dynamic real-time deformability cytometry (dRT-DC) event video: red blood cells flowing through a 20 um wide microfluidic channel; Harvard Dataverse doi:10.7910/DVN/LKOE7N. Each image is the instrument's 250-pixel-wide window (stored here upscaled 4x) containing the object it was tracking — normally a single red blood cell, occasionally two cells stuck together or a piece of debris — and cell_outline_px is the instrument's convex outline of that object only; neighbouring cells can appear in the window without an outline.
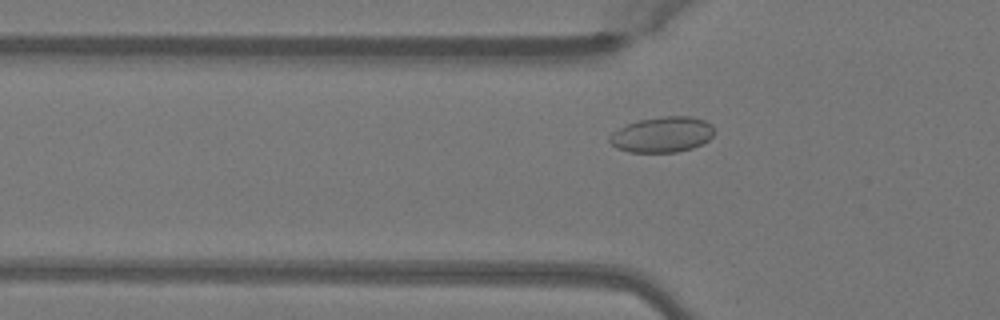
{"species": "Egyptian fruit bat (a non-hibernating species)", "species_latin": "Rousettus aegyptiacus", "temperature_condition": "warm", "stored_images_in_passage": 46, "camera_frame_rate_fps": 3000, "um_per_image_px": 0.085, "animal": {"sex": "female"}, "frame": {"image": 1, "passage_image": 14, "time_ms": 4.333, "image_size_px": [1000, 320], "cell_outline_px": [[716, 132], [708, 140], [692, 148], [676, 152], [628, 152], [616, 148], [608, 140], [608, 136], [612, 132], [636, 120], [664, 116], [692, 116], [704, 120], [712, 124]], "centroid_in_image_um": [56.29, 11.43], "position_along_channel_um": 69.5, "area_um2": 21.85}}
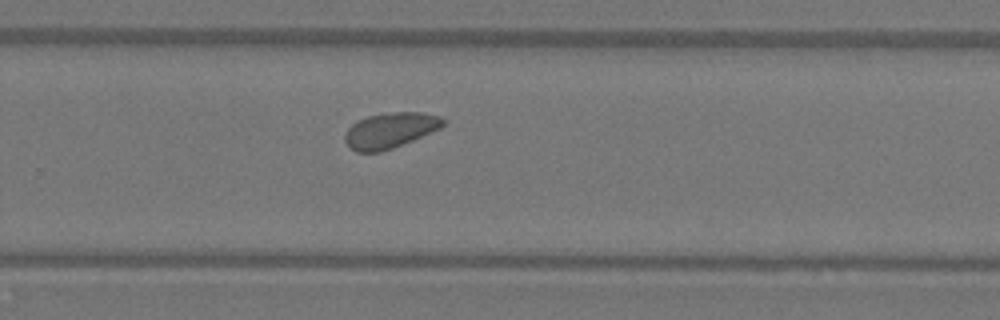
{"frame": {"image": 2, "passage_image": 31, "time_ms": 10.0, "image_size_px": [1000, 320], "cell_outline_px": [[444, 124], [440, 128], [412, 140], [392, 148], [380, 152], [356, 152], [344, 140], [344, 136], [348, 128], [352, 124], [368, 116], [384, 112], [420, 112], [440, 116], [444, 120]], "centroid_in_image_um": [33.15, 11.07], "position_along_channel_um": 296.7, "area_um2": 20.06}}
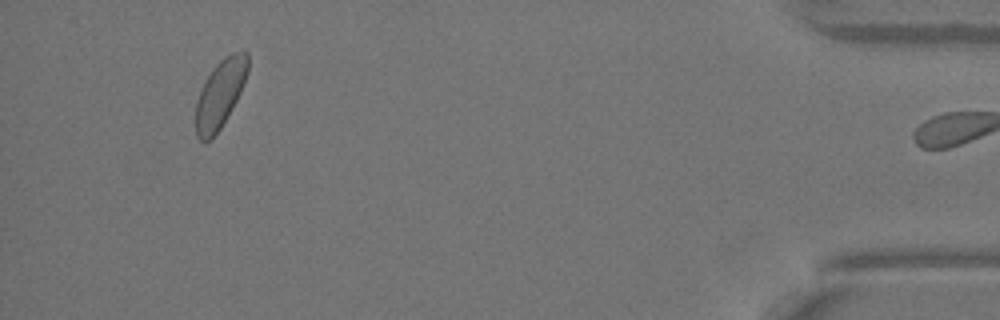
{"frame": {"image": 3, "passage_image": 45, "time_ms": 14.667, "image_size_px": [1000, 320], "cell_outline_px": [[248, 72], [240, 92], [236, 100], [220, 128], [208, 140], [200, 140], [196, 136], [196, 100], [212, 68], [224, 56], [232, 52], [248, 52]], "centroid_in_image_um": [18.71, 7.94], "position_along_channel_um": 416.5, "area_um2": 20.17}, "authors_computed_cell_mechanics": {"area_um2": 20.4034, "velocity_mm_per_s": 4.0008, "shape_relaxation_time_tau1_ms": 1.0072, "shape_relaxation_time_tau2_ms": null, "deformation_change_tau1": 0.0232, "deformation_change_tau2": null}}